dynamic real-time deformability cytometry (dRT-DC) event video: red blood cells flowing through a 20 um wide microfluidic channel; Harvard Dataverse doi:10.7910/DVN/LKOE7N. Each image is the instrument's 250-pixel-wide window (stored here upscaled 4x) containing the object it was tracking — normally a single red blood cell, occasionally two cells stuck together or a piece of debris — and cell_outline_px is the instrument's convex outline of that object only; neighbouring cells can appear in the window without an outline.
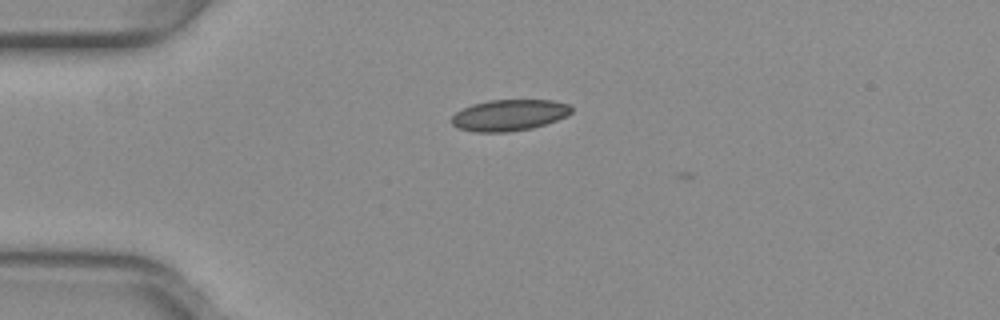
{"species": "common noctule bat (a hibernating species)", "species_latin": "Nyctalus noctula", "temperature_condition": "warm", "stored_images_in_passage": 3, "camera_frame_rate_fps": 3000, "um_per_image_px": 0.085, "animal": {"sex": "female", "body_mass_g": 29.2, "forearm_length_mm": 56.3}, "frame": {"image": 1, "passage_image": 1, "time_ms": 0.0, "image_size_px": [1000, 320], "cell_outline_px": [[572, 112], [568, 116], [532, 128], [508, 132], [476, 132], [460, 128], [452, 124], [452, 116], [456, 112], [472, 104], [488, 100], [552, 100], [568, 104], [572, 108]], "centroid_in_image_um": [43.3, 9.78], "position_along_channel_um": 41.7, "area_um2": 21.73}}